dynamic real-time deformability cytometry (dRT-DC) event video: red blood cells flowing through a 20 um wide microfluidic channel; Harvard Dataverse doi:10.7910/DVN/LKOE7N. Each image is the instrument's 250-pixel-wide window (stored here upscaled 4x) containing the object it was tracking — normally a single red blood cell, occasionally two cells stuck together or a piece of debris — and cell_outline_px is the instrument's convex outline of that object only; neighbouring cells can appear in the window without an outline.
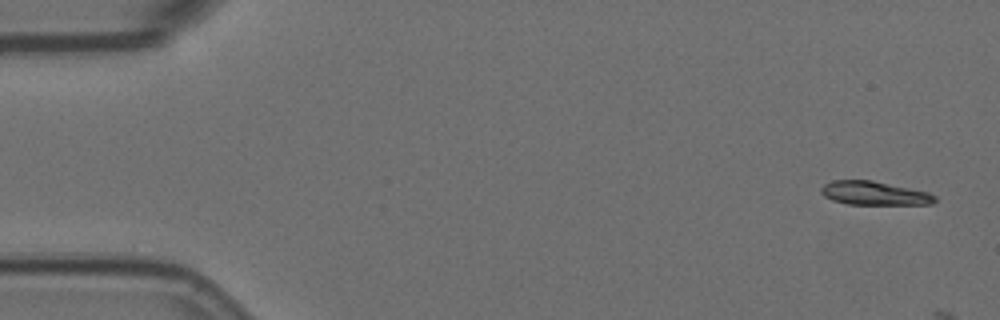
{"species": "Egyptian fruit bat (a non-hibernating species)", "species_latin": "Rousettus aegyptiacus", "temperature_condition": "room temperature", "stored_images_in_passage": 5, "camera_frame_rate_fps": 3000, "um_per_image_px": 0.085, "animal": {"sex": "female"}, "frame": {"image": 1, "passage_image": 1, "time_ms": 0.0, "image_size_px": [1000, 320], "cell_outline_px": [[936, 200], [932, 204], [848, 204], [832, 200], [824, 196], [820, 192], [820, 188], [824, 184], [832, 180], [872, 180], [928, 192], [936, 196]], "centroid_in_image_um": [74.28, 16.42], "position_along_channel_um": 10.7, "area_um2": 15.66}}